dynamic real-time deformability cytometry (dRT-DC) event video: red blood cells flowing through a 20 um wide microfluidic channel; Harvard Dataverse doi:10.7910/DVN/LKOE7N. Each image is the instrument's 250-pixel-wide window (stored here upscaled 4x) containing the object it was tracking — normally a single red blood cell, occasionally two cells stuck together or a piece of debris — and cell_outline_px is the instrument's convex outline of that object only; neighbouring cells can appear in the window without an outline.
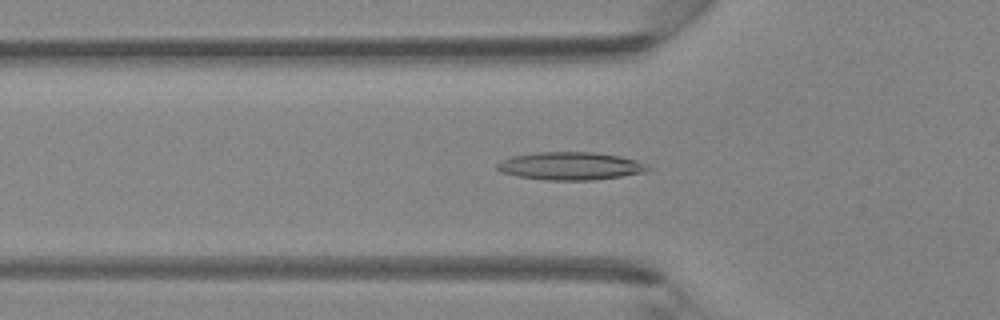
{"species": "Egyptian fruit bat (a non-hibernating species)", "species_latin": "Rousettus aegyptiacus", "temperature_condition": "room temperature", "stored_images_in_passage": 39, "segment_of_instrument_passage": [1, 2], "camera_frame_rate_fps": 3000, "um_per_image_px": 0.085, "animal": {"sex": "female"}, "frame": {"image": 1, "passage_image": 9, "time_ms": 2.667, "image_size_px": [1000, 320], "cell_outline_px": [[652, 168], [644, 172], [620, 176], [592, 180], [548, 180], [520, 176], [500, 172], [496, 168], [496, 164], [500, 160], [512, 156], [536, 152], [596, 152], [620, 156], [636, 160]], "centroid_in_image_um": [48.46, 14.1], "position_along_channel_um": 77.3, "area_um2": 24.39}}
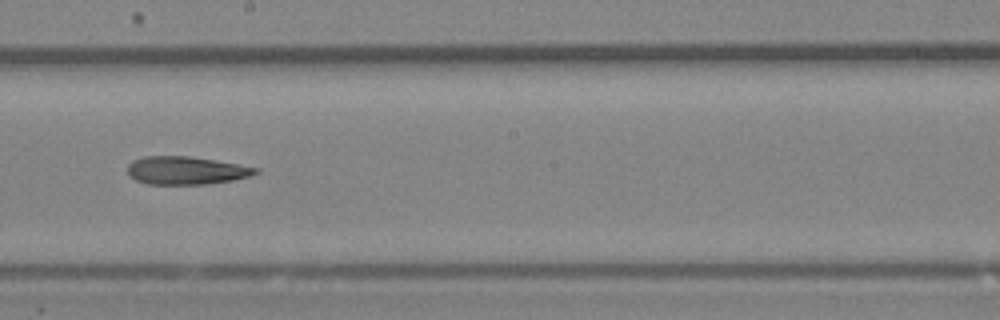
{"frame": {"image": 2, "passage_image": 19, "time_ms": 6.0, "image_size_px": [1000, 320], "cell_outline_px": [[260, 172], [248, 176], [232, 180], [208, 184], [148, 184], [136, 180], [128, 176], [128, 164], [132, 160], [144, 156], [188, 156], [216, 160], [260, 168]], "centroid_in_image_um": [15.8, 14.48], "position_along_channel_um": 232.4, "area_um2": 20.98}}
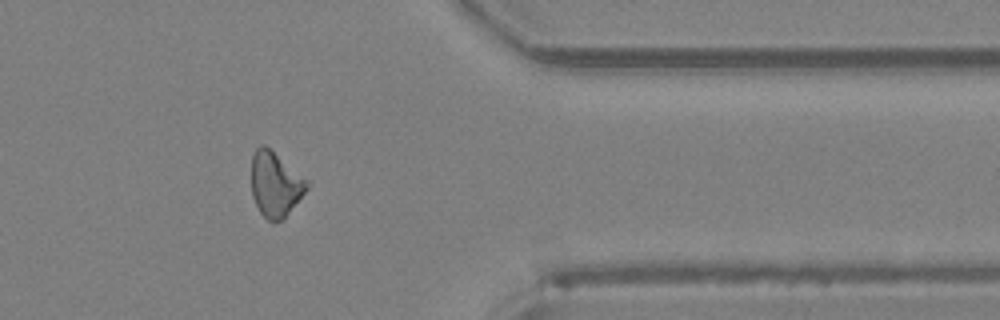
{"frame": {"image": 3, "passage_image": 30, "time_ms": 9.667, "image_size_px": [1000, 320], "cell_outline_px": [[308, 188], [288, 212], [280, 220], [272, 224], [260, 212], [252, 196], [252, 156], [256, 148], [260, 144], [264, 144], [308, 180]], "centroid_in_image_um": [23.38, 15.65], "position_along_channel_um": 388.0, "area_um2": 20.63}}